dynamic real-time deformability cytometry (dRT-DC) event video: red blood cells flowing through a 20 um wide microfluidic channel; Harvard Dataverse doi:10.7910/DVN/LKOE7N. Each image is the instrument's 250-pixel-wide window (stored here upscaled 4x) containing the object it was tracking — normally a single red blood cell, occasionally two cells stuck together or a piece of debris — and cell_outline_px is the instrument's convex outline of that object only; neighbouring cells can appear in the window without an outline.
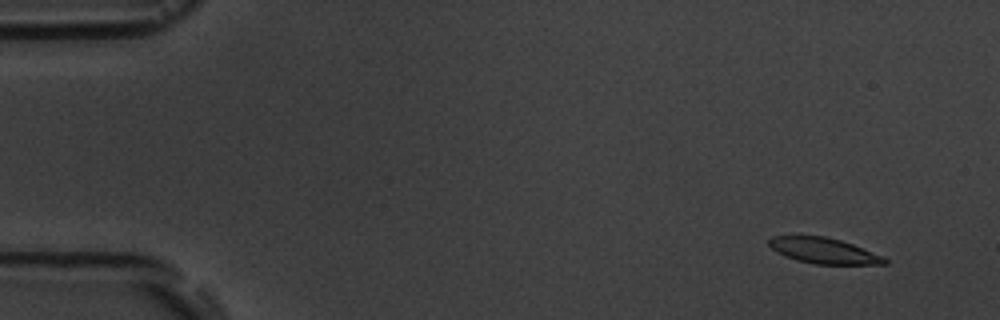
{"species": "common noctule bat (a hibernating species)", "species_latin": "Nyctalus noctula", "temperature_condition": "room temperature", "stored_images_in_passage": 5, "camera_frame_rate_fps": 3000, "um_per_image_px": 0.085, "animal": {"sex": "male", "body_mass_g": 19.5, "forearm_length_mm": 54.6}, "frame": {"image": 1, "passage_image": 2, "time_ms": 1.333, "image_size_px": [1000, 320], "cell_outline_px": [[888, 264], [816, 264], [796, 260], [784, 256], [776, 252], [768, 244], [768, 240], [772, 236], [824, 236], [840, 240], [852, 244], [884, 256], [888, 260]], "centroid_in_image_um": [70.01, 21.31], "position_along_channel_um": 15.0, "area_um2": 17.28}}
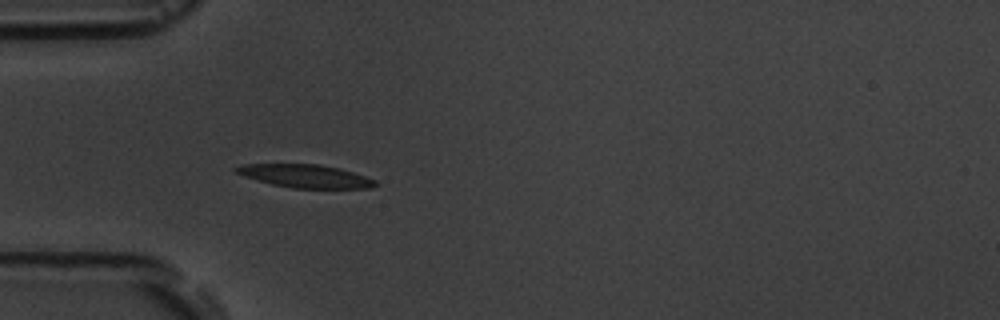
{"frame": {"image": 2, "passage_image": 5, "time_ms": 5.667, "image_size_px": [1000, 320], "cell_outline_px": [[376, 184], [372, 188], [292, 188], [272, 184], [244, 176], [236, 172], [232, 168], [244, 164], [320, 164], [340, 168], [376, 180]], "centroid_in_image_um": [25.95, 14.96], "position_along_channel_um": 59.1, "area_um2": 18.61}}